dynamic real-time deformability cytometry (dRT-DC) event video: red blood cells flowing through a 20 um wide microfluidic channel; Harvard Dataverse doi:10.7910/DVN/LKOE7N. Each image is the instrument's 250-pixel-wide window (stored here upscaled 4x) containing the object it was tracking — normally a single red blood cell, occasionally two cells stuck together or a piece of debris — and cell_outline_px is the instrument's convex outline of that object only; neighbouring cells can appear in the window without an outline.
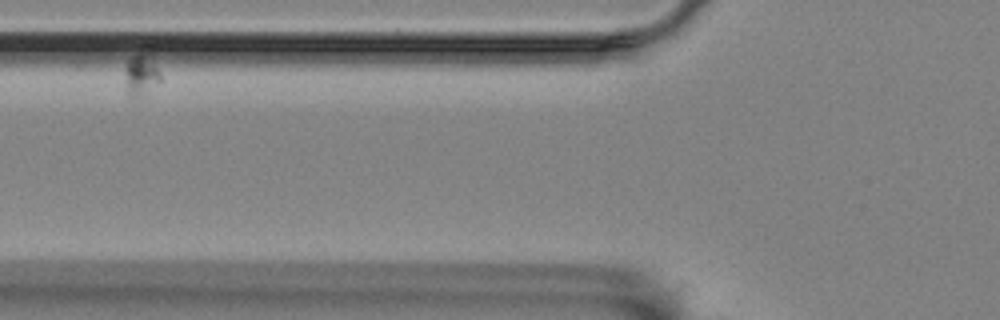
{"species": "Egyptian fruit bat (a non-hibernating species)", "species_latin": "Rousettus aegyptiacus", "temperature_condition": "room temperature", "stored_images_in_passage": 13, "camera_frame_rate_fps": 3000, "um_per_image_px": 0.085, "animal": {"sex": "female"}, "frame": {"image": 1, "passage_image": 3, "time_ms": 2.667, "image_size_px": [1000, 320], "cell_outline_px": [[160, 80], [136, 96], [132, 96], [128, 92], [124, 72], [124, 68], [128, 60], [148, 36], [152, 36], [160, 72]], "centroid_in_image_um": [12.1, 5.82], "position_along_channel_um": 113.7, "area_um2": 10.17}}
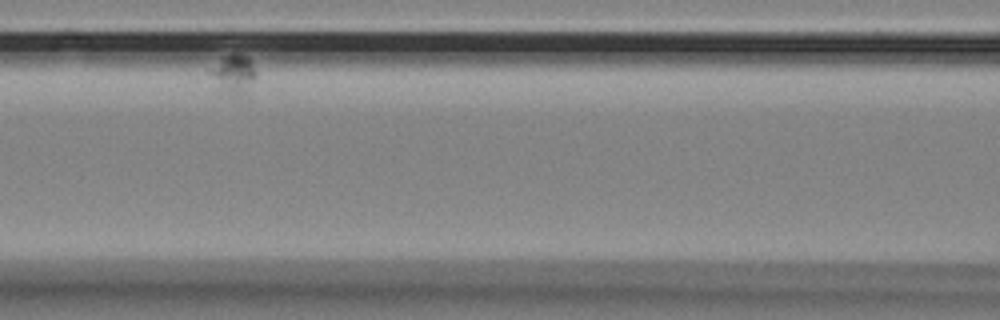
{"frame": {"image": 2, "passage_image": 4, "time_ms": 4.667, "image_size_px": [1000, 320], "cell_outline_px": [[256, 76], [244, 96], [232, 96], [224, 92], [220, 88], [208, 72], [220, 56], [232, 52], [240, 52], [248, 56], [256, 72]], "centroid_in_image_um": [19.85, 6.25], "position_along_channel_um": 146.7, "area_um2": 10.69}}
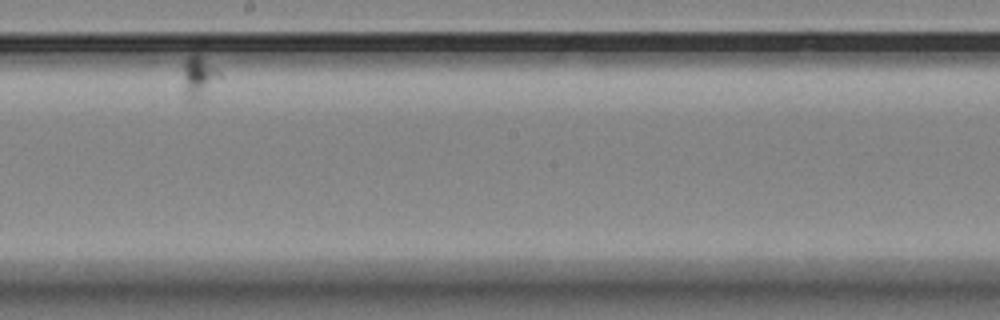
{"frame": {"image": 3, "passage_image": 8, "time_ms": 9.333, "image_size_px": [1000, 320], "cell_outline_px": [[220, 76], [200, 100], [192, 104], [184, 96], [184, 60], [200, 44], [220, 72]], "centroid_in_image_um": [16.9, 6.35], "position_along_channel_um": 231.3, "area_um2": 10.0}}